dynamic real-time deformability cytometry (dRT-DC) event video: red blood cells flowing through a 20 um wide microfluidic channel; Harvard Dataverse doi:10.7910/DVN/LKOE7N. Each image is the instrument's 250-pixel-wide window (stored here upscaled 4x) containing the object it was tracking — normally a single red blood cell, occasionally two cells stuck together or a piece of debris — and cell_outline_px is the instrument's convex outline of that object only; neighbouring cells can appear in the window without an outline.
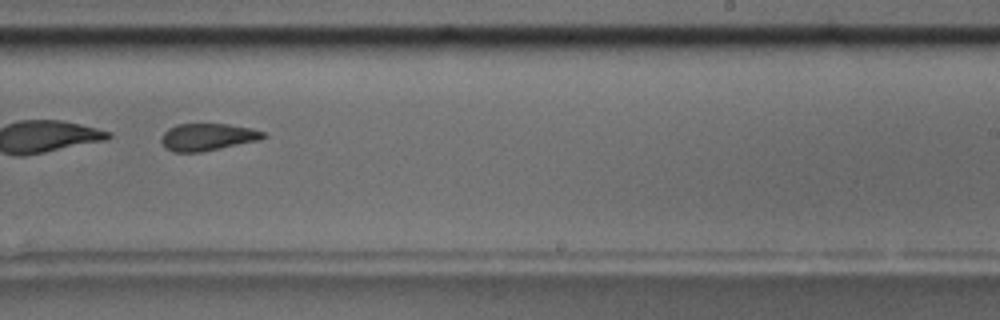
{"species": "common noctule bat (a hibernating species)", "species_latin": "Nyctalus noctula", "temperature_condition": "room temperature", "stored_images_in_passage": 47, "segment_of_instrument_passage": [2, 2], "camera_frame_rate_fps": 3000, "um_per_image_px": 0.085, "animal": {"sex": "male", "body_mass_g": 17.5, "forearm_length_mm": 52.3}, "frame": {"image": 1, "passage_image": 27, "time_ms": 8.667, "image_size_px": [1000, 320], "cell_outline_px": [[268, 136], [260, 140], [200, 152], [172, 152], [164, 148], [160, 140], [164, 132], [168, 128], [176, 124], [228, 124], [252, 128], [264, 132]], "centroid_in_image_um": [17.63, 11.64], "position_along_channel_um": 271.4, "area_um2": 16.3}}